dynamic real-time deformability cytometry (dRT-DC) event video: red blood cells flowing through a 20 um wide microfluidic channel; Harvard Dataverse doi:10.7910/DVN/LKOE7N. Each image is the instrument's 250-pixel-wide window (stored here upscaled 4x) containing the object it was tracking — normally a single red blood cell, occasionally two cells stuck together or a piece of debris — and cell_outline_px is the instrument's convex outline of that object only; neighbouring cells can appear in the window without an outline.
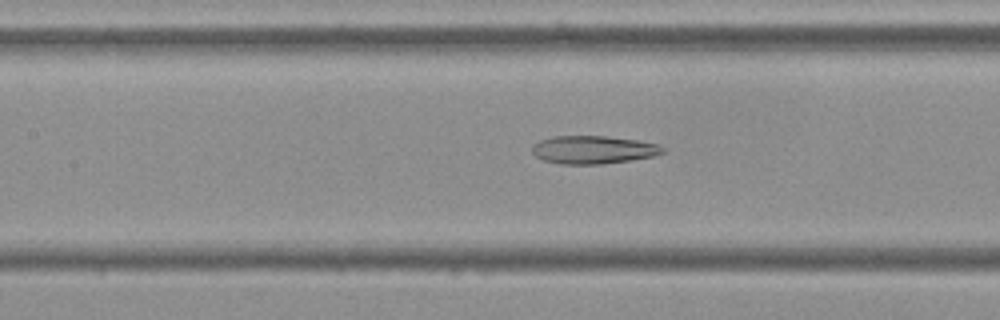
{"species": "Egyptian fruit bat (a non-hibernating species)", "species_latin": "Rousettus aegyptiacus", "temperature_condition": "cold", "stored_images_in_passage": 55, "camera_frame_rate_fps": 3000, "um_per_image_px": 0.085, "frame": {"image": 1, "passage_image": 25, "time_ms": 8.0, "image_size_px": [1000, 320], "cell_outline_px": [[668, 148], [664, 152], [652, 156], [632, 160], [604, 164], [560, 164], [544, 160], [536, 156], [532, 152], [532, 144], [540, 140], [552, 136], [604, 136], [636, 140], [656, 144]], "centroid_in_image_um": [50.42, 12.73], "position_along_channel_um": 157.0, "area_um2": 21.39}}
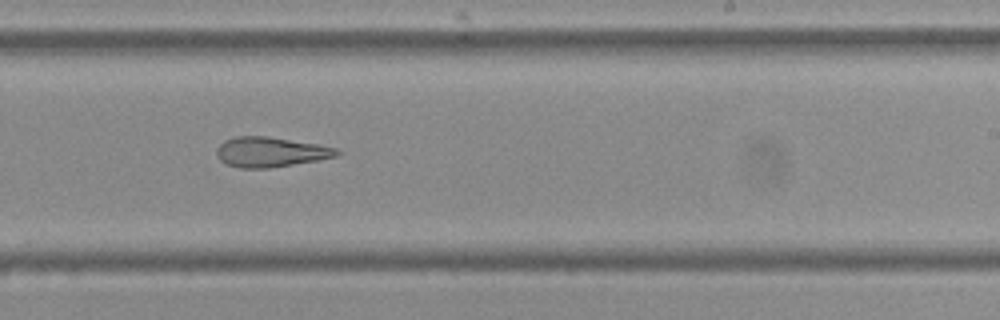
{"frame": {"image": 2, "passage_image": 34, "time_ms": 11.0, "image_size_px": [1000, 320], "cell_outline_px": [[340, 152], [336, 156], [320, 160], [268, 168], [240, 168], [228, 164], [220, 160], [216, 152], [216, 148], [224, 140], [236, 136], [268, 136], [320, 144], [336, 148]], "centroid_in_image_um": [23.0, 12.91], "position_along_channel_um": 266.0, "area_um2": 21.04}}
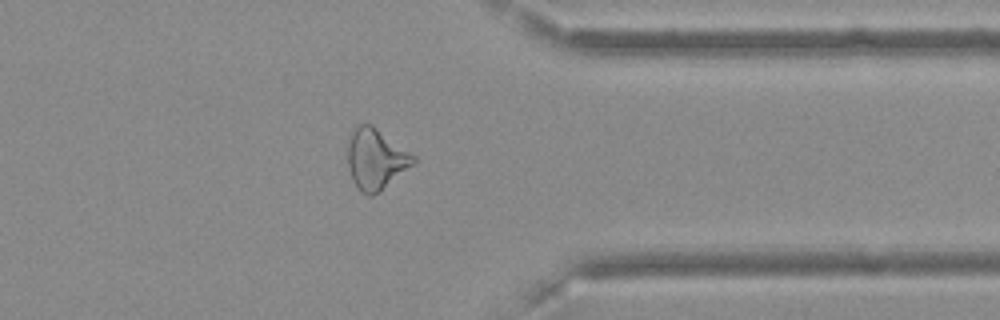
{"frame": {"image": 3, "passage_image": 44, "time_ms": 14.333, "image_size_px": [1000, 320], "cell_outline_px": [[416, 160], [412, 164], [380, 192], [372, 196], [368, 196], [360, 192], [352, 180], [348, 168], [348, 140], [352, 132], [360, 124], [372, 124], [416, 156]], "centroid_in_image_um": [31.92, 13.53], "position_along_channel_um": 379.5, "area_um2": 23.12}, "authors_computed_cell_mechanics": {"area_um2": 24.1026, "velocity_mm_per_s": 3.6429, "shape_relaxation_time_tau1_ms": null, "shape_relaxation_time_tau2_ms": 8.9311, "deformation_change_tau1": null, "deformation_change_tau2": 0.1943}}